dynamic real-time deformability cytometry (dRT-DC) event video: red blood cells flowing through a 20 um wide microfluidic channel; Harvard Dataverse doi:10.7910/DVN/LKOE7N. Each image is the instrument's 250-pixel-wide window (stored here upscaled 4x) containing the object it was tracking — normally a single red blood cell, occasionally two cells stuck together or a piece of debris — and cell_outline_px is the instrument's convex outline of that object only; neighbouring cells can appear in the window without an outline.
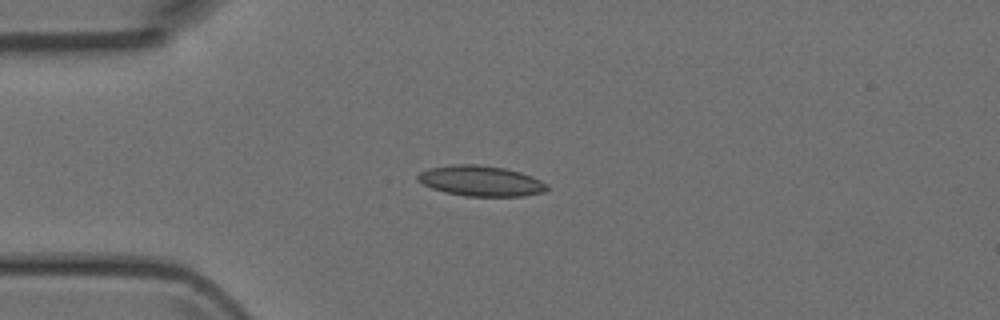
{"species": "Egyptian fruit bat (a non-hibernating species)", "species_latin": "Rousettus aegyptiacus", "temperature_condition": "room temperature", "stored_images_in_passage": 51, "camera_frame_rate_fps": 3000, "um_per_image_px": 0.085, "animal": {"sex": "female"}, "frame": {"image": 1, "passage_image": 13, "time_ms": 4.0, "image_size_px": [1000, 320], "cell_outline_px": [[548, 188], [544, 192], [524, 196], [464, 196], [444, 192], [432, 188], [416, 180], [416, 176], [420, 172], [428, 168], [452, 164], [480, 164], [504, 168], [520, 172], [532, 176], [548, 184]], "centroid_in_image_um": [40.85, 15.37], "position_along_channel_um": 44.1, "area_um2": 23.12}}
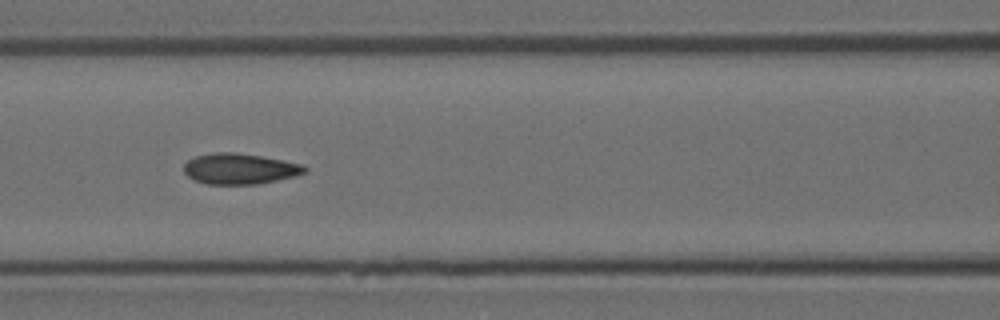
{"frame": {"image": 2, "passage_image": 22, "time_ms": 7.0, "image_size_px": [1000, 320], "cell_outline_px": [[308, 172], [296, 176], [256, 184], [208, 184], [192, 180], [184, 172], [184, 164], [188, 160], [196, 156], [216, 152], [236, 152], [284, 160], [300, 164], [308, 168]], "centroid_in_image_um": [20.38, 14.34], "position_along_channel_um": 146.2, "area_um2": 21.68}}
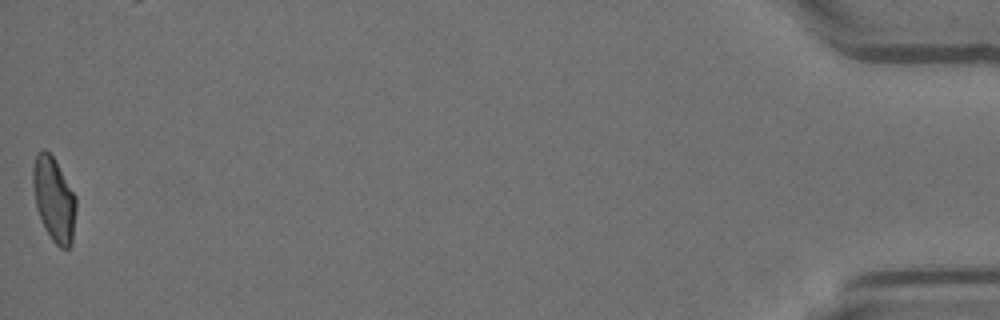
{"frame": {"image": 3, "passage_image": 51, "time_ms": 16.667, "image_size_px": [1000, 320], "cell_outline_px": [[76, 208], [72, 244], [68, 248], [60, 248], [52, 240], [44, 228], [36, 208], [32, 184], [32, 168], [36, 152], [44, 148], [52, 156], [76, 196]], "centroid_in_image_um": [4.57, 16.94], "position_along_channel_um": 430.6, "area_um2": 21.27}}